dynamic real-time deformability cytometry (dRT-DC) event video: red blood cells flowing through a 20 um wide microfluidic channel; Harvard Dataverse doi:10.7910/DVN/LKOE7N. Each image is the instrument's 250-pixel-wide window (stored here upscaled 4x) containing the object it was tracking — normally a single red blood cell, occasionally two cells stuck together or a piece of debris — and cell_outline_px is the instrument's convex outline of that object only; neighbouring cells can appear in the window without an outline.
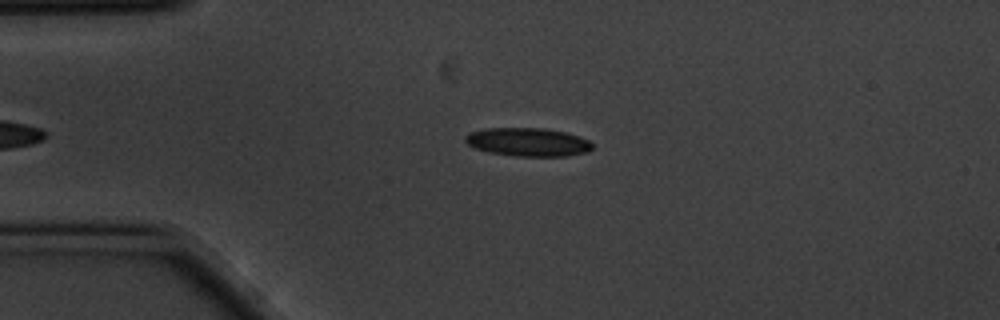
{"species": "common noctule bat (a hibernating species)", "species_latin": "Nyctalus noctula", "temperature_condition": "cold", "stored_images_in_passage": 42, "camera_frame_rate_fps": 3000, "um_per_image_px": 0.085, "animal": {"sex": "male", "body_mass_g": 20.1, "forearm_length_mm": 53.5}, "frame": {"image": 1, "passage_image": 3, "time_ms": 0.667, "image_size_px": [1000, 320], "cell_outline_px": [[592, 148], [588, 152], [568, 156], [516, 156], [488, 152], [476, 148], [468, 144], [464, 140], [464, 136], [468, 132], [484, 128], [544, 128], [564, 132], [580, 136], [588, 140], [592, 144]], "centroid_in_image_um": [44.86, 12.07], "position_along_channel_um": 40.1, "area_um2": 21.15}}
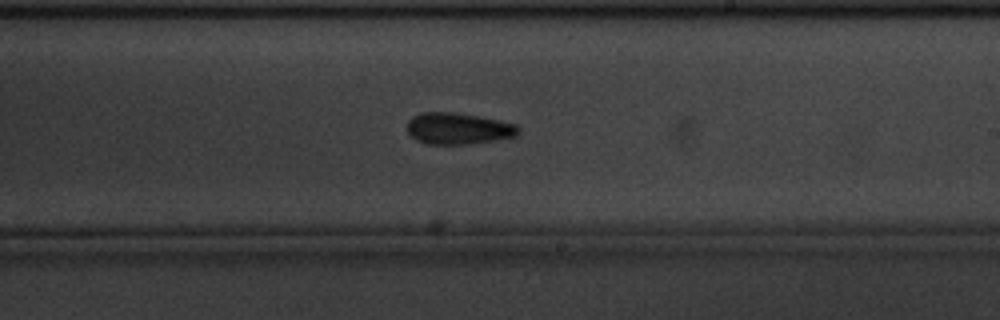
{"frame": {"image": 2, "passage_image": 23, "time_ms": 7.333, "image_size_px": [1000, 320], "cell_outline_px": [[520, 132], [516, 136], [468, 144], [428, 144], [416, 140], [408, 132], [408, 120], [412, 116], [424, 112], [452, 112], [476, 116], [516, 124], [520, 128]], "centroid_in_image_um": [38.93, 10.93], "position_along_channel_um": 250.1, "area_um2": 20.17}}
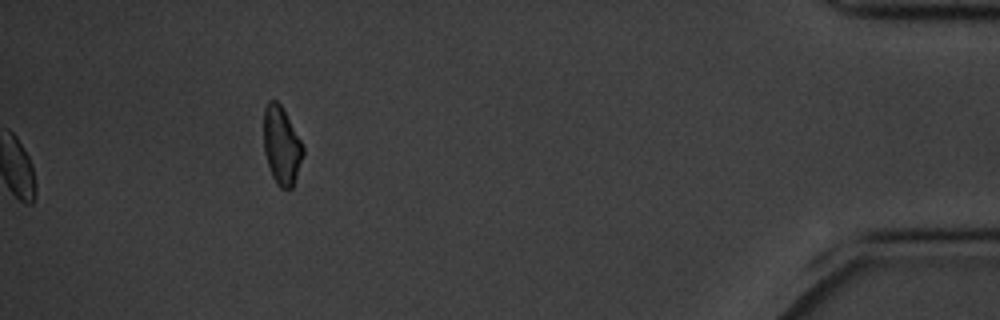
{"frame": {"image": 3, "passage_image": 42, "time_ms": 13.667, "image_size_px": [1000, 320], "cell_outline_px": [[304, 152], [292, 188], [280, 188], [276, 184], [272, 176], [264, 152], [264, 108], [268, 100], [276, 100], [280, 104], [300, 140], [304, 148]], "centroid_in_image_um": [23.91, 12.37], "position_along_channel_um": 411.3, "area_um2": 17.57}, "authors_computed_cell_mechanics": {"area_um2": 20.23, "velocity_mm_per_s": 3.493, "shape_relaxation_time_tau1_ms": 3.6593, "shape_relaxation_time_tau2_ms": 7.2962, "deformation_change_tau1": 0.0831, "deformation_change_tau2": 0.1676}}